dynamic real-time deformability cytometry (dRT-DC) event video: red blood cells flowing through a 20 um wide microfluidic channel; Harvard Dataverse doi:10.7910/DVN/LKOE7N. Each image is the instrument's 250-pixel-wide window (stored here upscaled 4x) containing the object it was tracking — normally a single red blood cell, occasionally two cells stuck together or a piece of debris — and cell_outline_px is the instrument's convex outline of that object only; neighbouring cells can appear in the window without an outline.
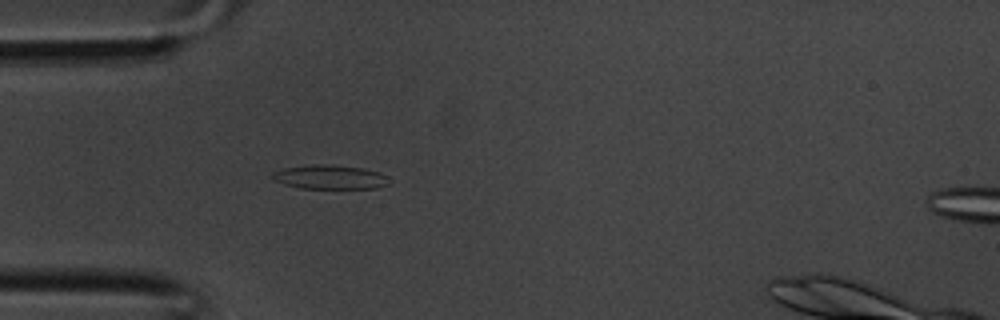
{"species": "common noctule bat (a hibernating species)", "species_latin": "Nyctalus noctula", "temperature_condition": "room temperature", "stored_images_in_passage": 33, "camera_frame_rate_fps": 3000, "um_per_image_px": 0.085, "animal": {"sex": "male", "body_mass_g": 20.1, "forearm_length_mm": 53.5}, "frame": {"image": 1, "passage_image": 6, "time_ms": 1.667, "image_size_px": [1000, 320], "cell_outline_px": [[388, 184], [376, 188], [300, 188], [284, 184], [272, 180], [272, 172], [284, 168], [312, 164], [332, 164], [364, 168], [380, 172], [388, 176]], "centroid_in_image_um": [28.04, 15.04], "position_along_channel_um": 57.0, "area_um2": 16.53}}
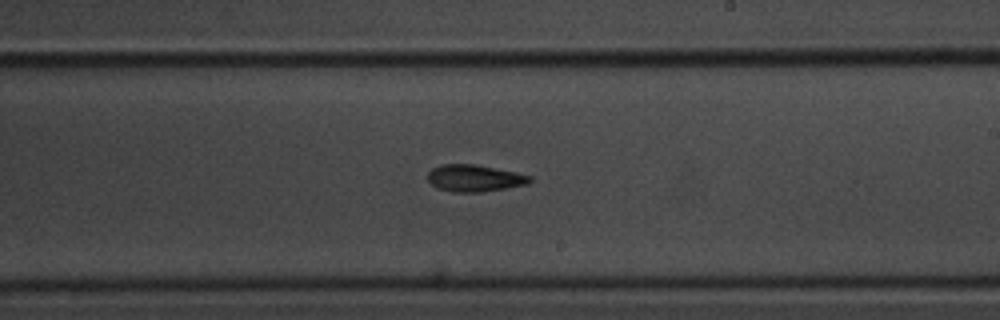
{"frame": {"image": 2, "passage_image": 17, "time_ms": 5.333, "image_size_px": [1000, 320], "cell_outline_px": [[532, 180], [528, 184], [480, 192], [452, 192], [436, 188], [428, 180], [428, 172], [432, 168], [440, 164], [476, 164], [516, 172], [532, 176]], "centroid_in_image_um": [40.32, 15.14], "position_along_channel_um": 248.7, "area_um2": 16.07}}
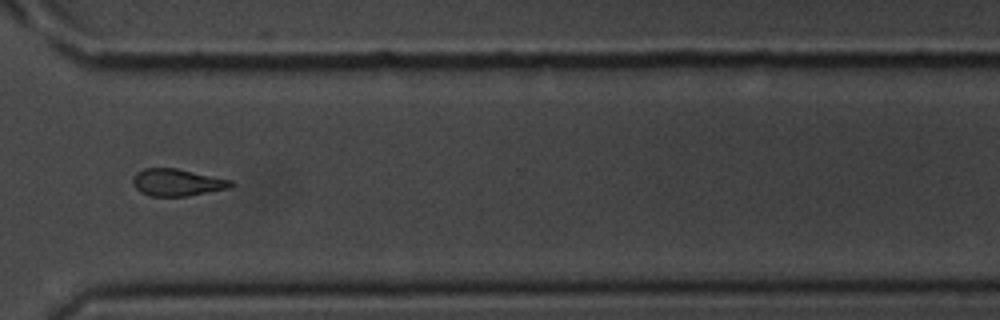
{"frame": {"image": 3, "passage_image": 23, "time_ms": 7.333, "image_size_px": [1000, 320], "cell_outline_px": [[236, 184], [232, 188], [188, 196], [152, 196], [140, 192], [132, 184], [132, 180], [136, 172], [144, 168], [176, 168], [232, 180]], "centroid_in_image_um": [15.09, 15.51], "position_along_channel_um": 355.5, "area_um2": 15.66}}